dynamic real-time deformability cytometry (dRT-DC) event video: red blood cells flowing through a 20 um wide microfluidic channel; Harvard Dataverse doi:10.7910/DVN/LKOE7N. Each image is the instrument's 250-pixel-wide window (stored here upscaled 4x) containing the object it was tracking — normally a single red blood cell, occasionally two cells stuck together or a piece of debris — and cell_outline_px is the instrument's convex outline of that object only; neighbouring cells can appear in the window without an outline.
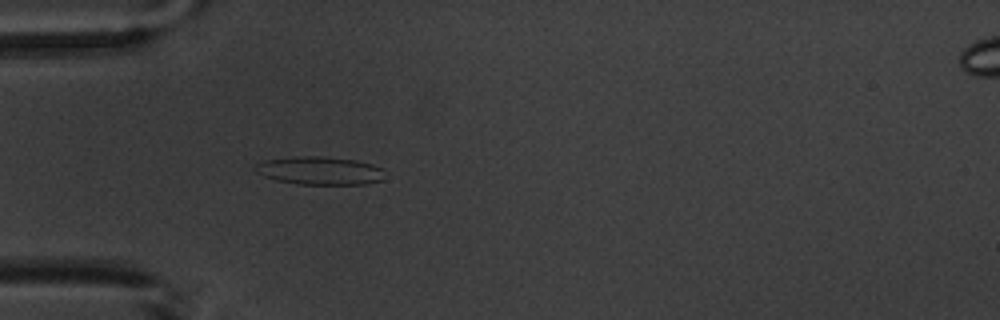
{"species": "common noctule bat (a hibernating species)", "species_latin": "Nyctalus noctula", "temperature_condition": "warm", "stored_images_in_passage": 5, "camera_frame_rate_fps": 3000, "um_per_image_px": 0.085, "animal": {"sex": "male", "body_mass_g": 20.1, "forearm_length_mm": 53.5}, "frame": {"image": 1, "passage_image": 5, "time_ms": 5.0, "image_size_px": [1000, 320], "cell_outline_px": [[384, 180], [364, 184], [296, 184], [276, 180], [264, 176], [256, 172], [252, 168], [256, 164], [264, 160], [296, 156], [324, 156], [356, 160], [372, 164], [384, 168]], "centroid_in_image_um": [27.19, 14.5], "position_along_channel_um": 57.8, "area_um2": 21.5}}